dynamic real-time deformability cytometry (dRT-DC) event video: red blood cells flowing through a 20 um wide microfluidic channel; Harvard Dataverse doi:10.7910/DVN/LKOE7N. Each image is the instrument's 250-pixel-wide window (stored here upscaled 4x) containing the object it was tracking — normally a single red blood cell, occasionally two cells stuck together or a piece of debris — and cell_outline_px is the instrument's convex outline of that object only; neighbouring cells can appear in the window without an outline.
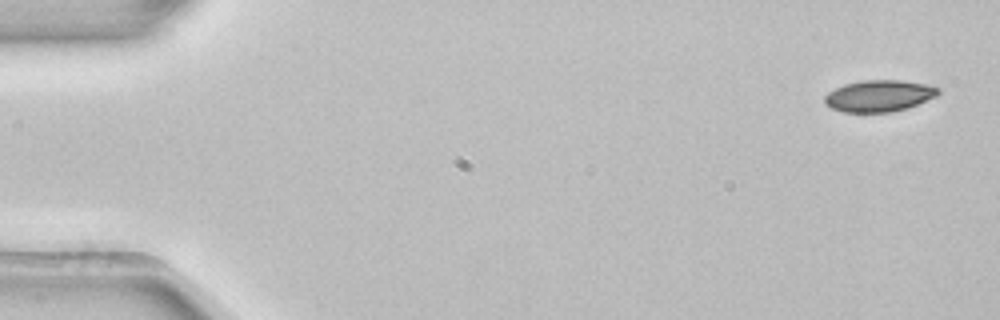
{"species": "common noctule bat (a hibernating species)", "species_latin": "Nyctalus noctula", "temperature_condition": "room temperature", "stored_images_in_passage": 4, "camera_frame_rate_fps": 3000, "um_per_image_px": 0.085, "animal": {"sex": "female", "body_mass_g": 22.7, "forearm_length_mm": 54.2}, "frame": {"image": 1, "passage_image": 1, "time_ms": 0.0, "image_size_px": [1000, 320], "cell_outline_px": [[940, 92], [936, 96], [908, 108], [892, 112], [844, 112], [832, 108], [824, 104], [824, 96], [828, 92], [844, 84], [860, 80], [900, 80], [924, 84], [940, 88]], "centroid_in_image_um": [74.7, 8.15], "position_along_channel_um": 10.3, "area_um2": 20.92}}
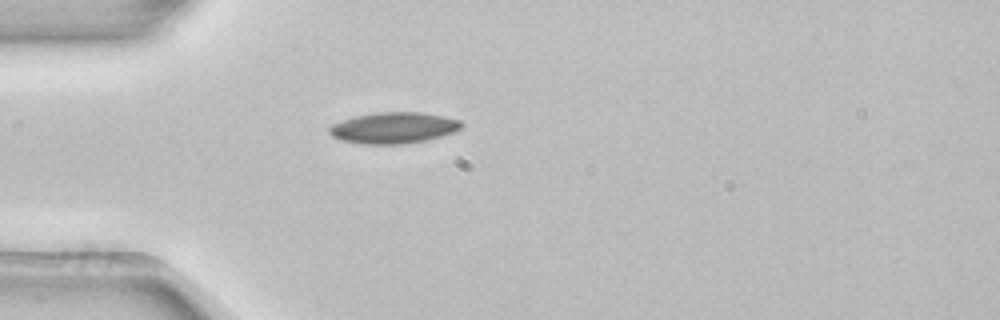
{"frame": {"image": 2, "passage_image": 4, "time_ms": 1.0, "image_size_px": [1000, 320], "cell_outline_px": [[464, 124], [460, 128], [452, 132], [440, 136], [424, 140], [400, 144], [360, 144], [340, 140], [332, 136], [328, 132], [328, 128], [332, 124], [356, 116], [376, 112], [420, 112], [444, 116], [460, 120]], "centroid_in_image_um": [33.42, 10.86], "position_along_channel_um": 51.6, "area_um2": 23.87}}